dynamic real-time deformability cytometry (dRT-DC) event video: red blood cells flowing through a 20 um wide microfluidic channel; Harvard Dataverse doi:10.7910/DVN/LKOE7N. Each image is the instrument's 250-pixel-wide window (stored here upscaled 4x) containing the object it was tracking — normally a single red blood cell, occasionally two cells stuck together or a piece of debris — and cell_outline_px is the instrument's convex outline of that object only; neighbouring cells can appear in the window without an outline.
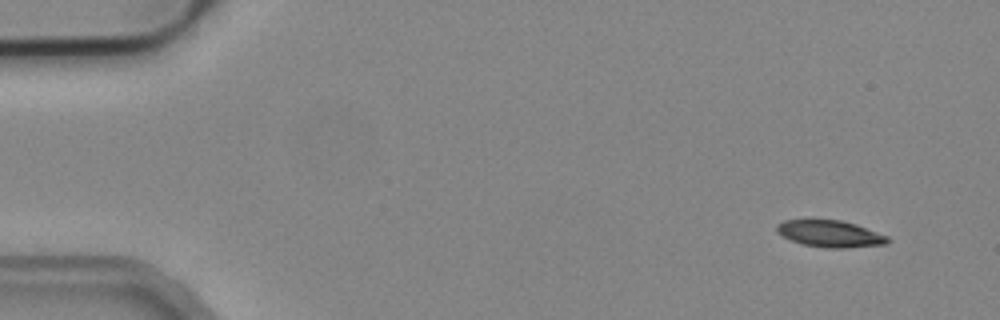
{"species": "common noctule bat (a hibernating species)", "species_latin": "Nyctalus noctula", "temperature_condition": "cold", "stored_images_in_passage": 7, "camera_frame_rate_fps": 3000, "um_per_image_px": 0.085, "animal": {"sex": "male", "body_mass_g": 19.2, "forearm_length_mm": 51.8}, "frame": {"image": 1, "passage_image": 1, "time_ms": 0.0, "image_size_px": [1000, 320], "cell_outline_px": [[892, 240], [888, 244], [844, 248], [828, 248], [804, 244], [792, 240], [776, 232], [776, 224], [784, 220], [840, 220], [856, 224], [888, 236]], "centroid_in_image_um": [70.6, 19.87], "position_along_channel_um": 14.4, "area_um2": 17.22}}
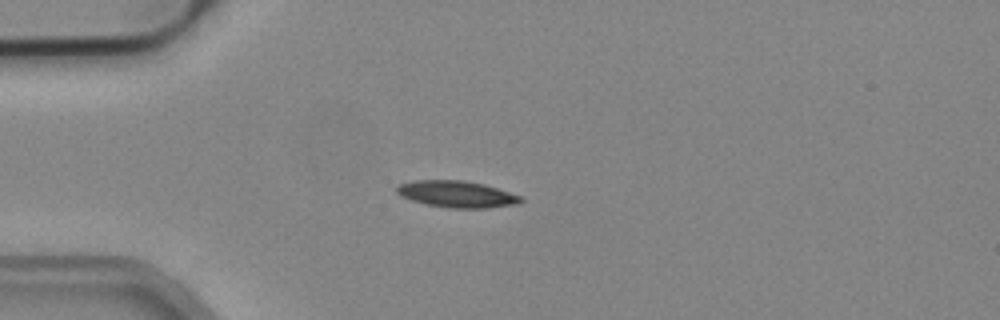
{"frame": {"image": 2, "passage_image": 4, "time_ms": 1.0, "image_size_px": [1000, 320], "cell_outline_px": [[524, 200], [520, 204], [488, 208], [452, 208], [428, 204], [412, 200], [400, 196], [396, 192], [396, 184], [412, 180], [464, 180], [484, 184], [524, 196]], "centroid_in_image_um": [38.86, 16.49], "position_along_channel_um": 46.1, "area_um2": 19.54}}